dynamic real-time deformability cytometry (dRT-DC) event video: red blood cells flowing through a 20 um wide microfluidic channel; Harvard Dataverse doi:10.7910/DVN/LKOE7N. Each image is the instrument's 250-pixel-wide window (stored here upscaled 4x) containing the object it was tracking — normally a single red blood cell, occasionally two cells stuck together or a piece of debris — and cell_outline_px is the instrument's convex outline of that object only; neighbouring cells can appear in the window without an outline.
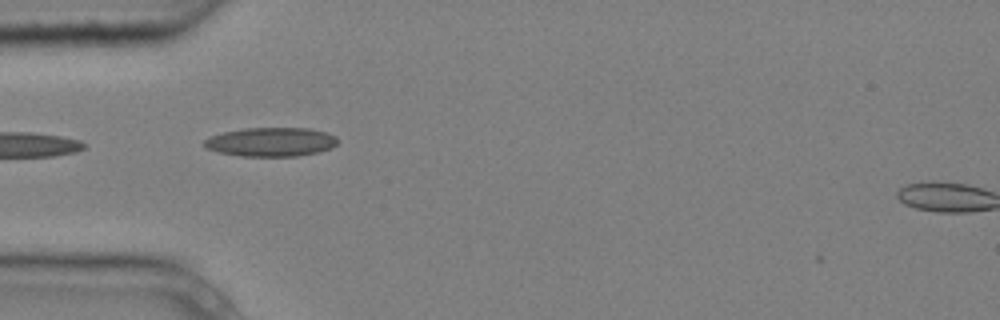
{"species": "common noctule bat (a hibernating species)", "species_latin": "Nyctalus noctula", "temperature_condition": "cold", "stored_images_in_passage": 3, "camera_frame_rate_fps": 3000, "um_per_image_px": 0.085, "animal": {"sex": "male", "body_mass_g": 20.4}, "frame": {"image": 1, "passage_image": 1, "time_ms": 0.0, "image_size_px": [1000, 320], "cell_outline_px": [[336, 144], [332, 148], [320, 152], [296, 156], [240, 156], [220, 152], [204, 148], [204, 140], [212, 136], [224, 132], [244, 128], [308, 128], [324, 132], [336, 136]], "centroid_in_image_um": [23.04, 12.07], "position_along_channel_um": 62.0, "area_um2": 22.43}}
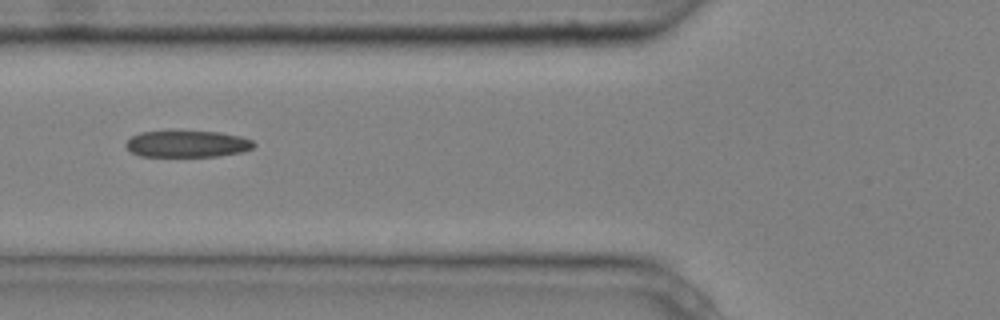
{"frame": {"image": 2, "passage_image": 2, "time_ms": 0.333, "image_size_px": [1000, 320], "cell_outline_px": [[256, 144], [252, 148], [244, 152], [220, 156], [140, 156], [132, 152], [124, 144], [132, 136], [140, 132], [220, 132], [240, 136], [252, 140]], "centroid_in_image_um": [15.96, 12.24], "position_along_channel_um": 109.8, "area_um2": 19.65}}